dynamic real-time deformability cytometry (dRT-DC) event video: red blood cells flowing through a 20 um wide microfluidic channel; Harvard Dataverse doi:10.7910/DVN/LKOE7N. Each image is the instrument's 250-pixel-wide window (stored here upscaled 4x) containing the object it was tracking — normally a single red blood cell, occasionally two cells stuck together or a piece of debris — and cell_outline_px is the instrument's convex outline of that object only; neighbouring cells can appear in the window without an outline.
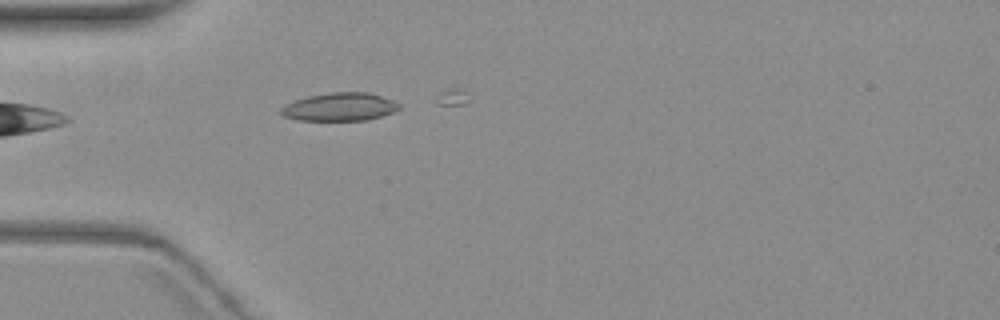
{"species": "common noctule bat (a hibernating species)", "species_latin": "Nyctalus noctula", "temperature_condition": "warm", "stored_images_in_passage": 1, "camera_frame_rate_fps": 3000, "um_per_image_px": 0.085, "animal": {"sex": "female", "body_mass_g": 19.3, "forearm_length_mm": 54.1}, "frame": {"image": 1, "passage_image": 1, "time_ms": 0.0, "image_size_px": [1000, 320], "cell_outline_px": [[400, 108], [392, 112], [380, 116], [364, 120], [300, 120], [280, 116], [280, 108], [284, 104], [308, 96], [332, 92], [368, 92], [392, 100], [400, 104]], "centroid_in_image_um": [28.83, 9.08], "position_along_channel_um": 56.2, "area_um2": 19.25}}